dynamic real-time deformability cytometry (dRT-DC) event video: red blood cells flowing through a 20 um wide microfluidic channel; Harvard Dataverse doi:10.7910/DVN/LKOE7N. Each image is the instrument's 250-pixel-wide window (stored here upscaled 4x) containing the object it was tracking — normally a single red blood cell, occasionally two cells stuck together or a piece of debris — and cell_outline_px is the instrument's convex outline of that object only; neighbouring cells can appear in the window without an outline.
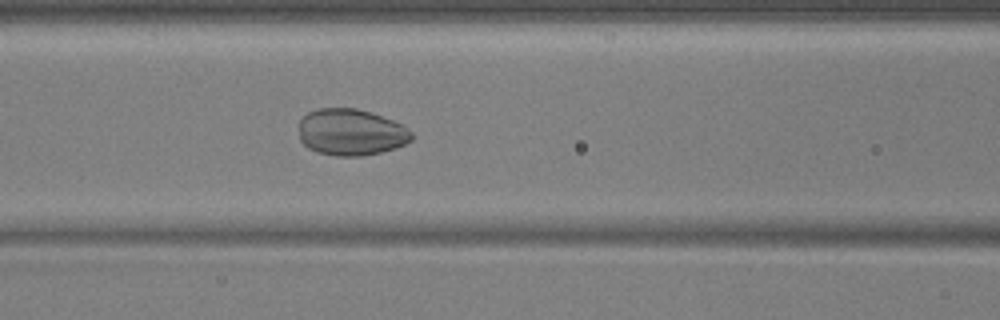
{"species": "common noctule bat (a hibernating species)", "species_latin": "Nyctalus noctula", "temperature_condition": "warm", "stored_images_in_passage": 54, "camera_frame_rate_fps": 3000, "um_per_image_px": 0.085, "animal": {"sex": "male", "body_mass_g": 17.9, "forearm_length_mm": 54.2}, "frame": {"image": 1, "passage_image": 23, "time_ms": 7.333, "image_size_px": [1000, 320], "cell_outline_px": [[412, 140], [404, 144], [380, 152], [360, 156], [336, 156], [316, 152], [308, 148], [300, 140], [300, 120], [308, 112], [316, 108], [356, 108], [392, 120], [400, 124], [412, 132]], "centroid_in_image_um": [29.79, 11.24], "position_along_channel_um": 136.8, "area_um2": 30.35}}
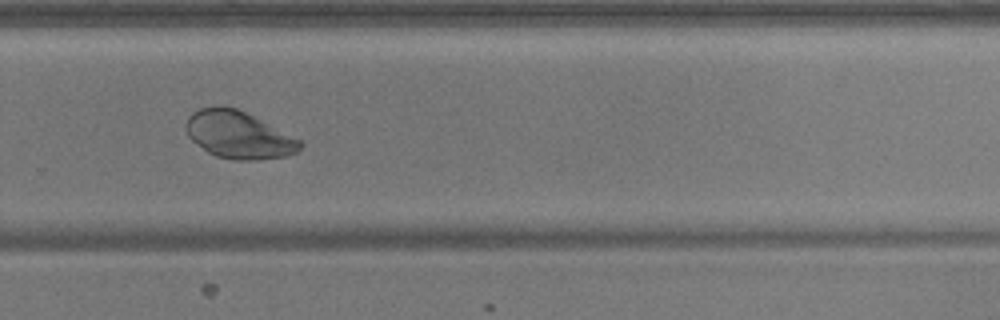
{"frame": {"image": 2, "passage_image": 37, "time_ms": 12.0, "image_size_px": [1000, 320], "cell_outline_px": [[304, 144], [296, 152], [284, 156], [260, 160], [236, 160], [216, 156], [208, 152], [192, 140], [188, 136], [184, 128], [184, 124], [188, 116], [192, 112], [200, 108], [216, 104], [220, 104], [236, 108], [300, 140]], "centroid_in_image_um": [20.21, 11.45], "position_along_channel_um": 309.6, "area_um2": 31.39}}
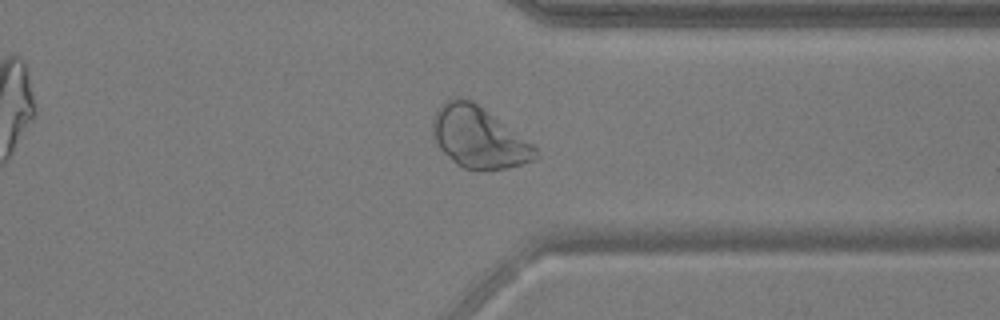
{"frame": {"image": 3, "passage_image": 42, "time_ms": 13.667, "image_size_px": [1000, 320], "cell_outline_px": [[540, 156], [532, 160], [520, 164], [504, 168], [464, 168], [456, 164], [436, 144], [432, 132], [432, 120], [440, 104], [444, 100], [456, 96], [460, 96], [472, 100], [532, 144], [536, 148]], "centroid_in_image_um": [40.63, 11.63], "position_along_channel_um": 370.8, "area_um2": 36.07}}